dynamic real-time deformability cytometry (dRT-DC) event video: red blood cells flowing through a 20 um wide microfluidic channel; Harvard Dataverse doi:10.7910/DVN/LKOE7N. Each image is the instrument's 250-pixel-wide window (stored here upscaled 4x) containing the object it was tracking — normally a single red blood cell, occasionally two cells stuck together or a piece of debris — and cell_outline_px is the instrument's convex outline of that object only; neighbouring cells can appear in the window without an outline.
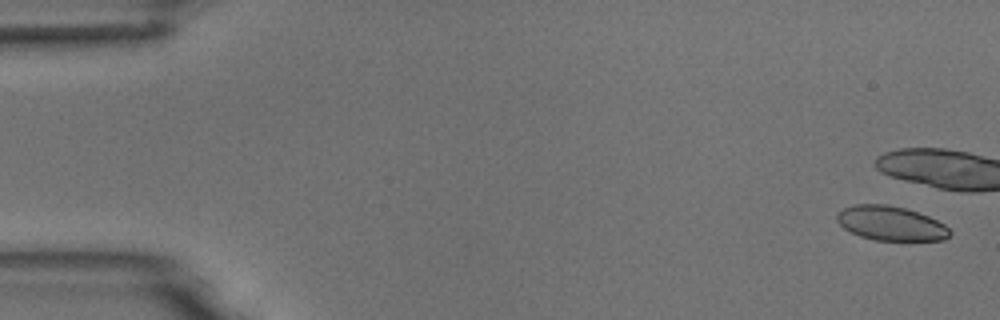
{"species": "common noctule bat (a hibernating species)", "species_latin": "Nyctalus noctula", "temperature_condition": "room temperature", "stored_images_in_passage": 9, "camera_frame_rate_fps": 3000, "um_per_image_px": 0.085, "animal": {"sex": "male", "body_mass_g": 18.8}, "frame": {"image": 1, "passage_image": 2, "time_ms": 0.333, "image_size_px": [1000, 320], "cell_outline_px": [[952, 232], [944, 240], [876, 240], [860, 236], [844, 228], [836, 220], [836, 212], [844, 208], [856, 204], [888, 204], [904, 208], [928, 216], [944, 224]], "centroid_in_image_um": [75.7, 18.98], "position_along_channel_um": 9.3, "area_um2": 22.48}}